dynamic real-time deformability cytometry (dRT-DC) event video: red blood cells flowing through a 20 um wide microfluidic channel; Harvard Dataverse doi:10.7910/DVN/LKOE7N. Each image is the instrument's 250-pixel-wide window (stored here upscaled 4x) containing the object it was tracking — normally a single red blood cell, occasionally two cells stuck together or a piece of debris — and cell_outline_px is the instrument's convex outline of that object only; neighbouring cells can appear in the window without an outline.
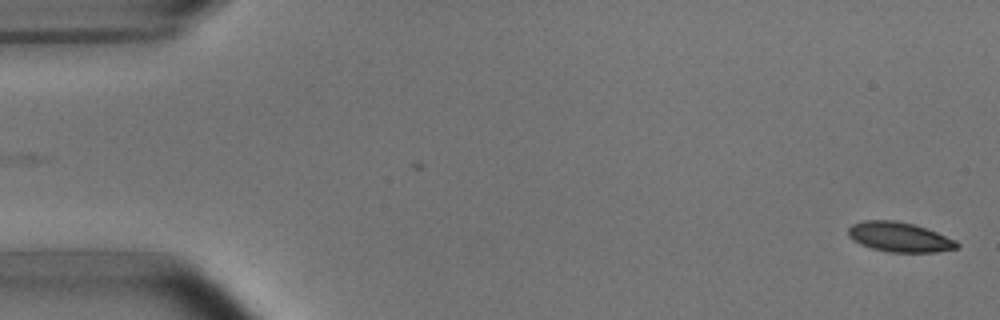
{"species": "common noctule bat (a hibernating species)", "species_latin": "Nyctalus noctula", "temperature_condition": "room temperature", "stored_images_in_passage": 5, "camera_frame_rate_fps": 3000, "um_per_image_px": 0.085, "animal": {"sex": "male", "body_mass_g": 15.6}, "frame": {"image": 1, "passage_image": 5, "time_ms": 5.333, "image_size_px": [1000, 320], "cell_outline_px": [[960, 248], [936, 252], [888, 252], [872, 248], [860, 244], [852, 240], [848, 236], [848, 228], [852, 224], [864, 220], [896, 220], [912, 224], [936, 232], [956, 240], [960, 244]], "centroid_in_image_um": [76.45, 20.15], "position_along_channel_um": 8.6, "area_um2": 18.9}}